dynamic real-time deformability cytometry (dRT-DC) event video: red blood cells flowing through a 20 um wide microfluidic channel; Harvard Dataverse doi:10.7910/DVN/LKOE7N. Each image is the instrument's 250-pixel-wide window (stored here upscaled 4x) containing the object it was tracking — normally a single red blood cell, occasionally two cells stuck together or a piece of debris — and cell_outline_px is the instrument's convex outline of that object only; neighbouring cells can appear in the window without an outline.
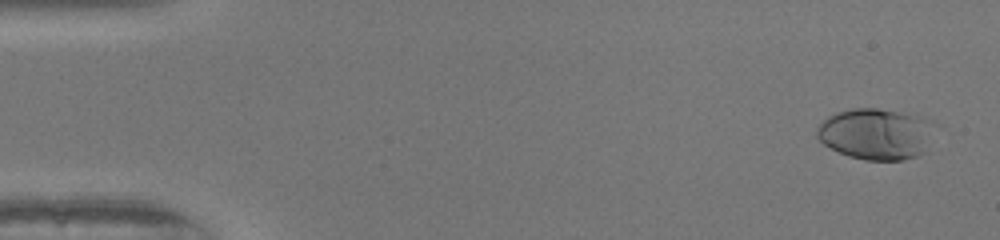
{"species": "human", "species_latin": "Homo sapiens", "temperature_condition": "warm", "stored_images_in_passage": 50, "camera_frame_rate_fps": 3000, "um_per_image_px": 0.085, "donor": {"sex": "female"}, "frame": {"image": 1, "passage_image": 2, "time_ms": 0.333, "image_size_px": [1000, 240], "cell_outline_px": [[924, 152], [916, 156], [904, 160], [864, 160], [848, 156], [824, 144], [816, 136], [816, 128], [828, 116], [836, 112], [852, 108], [876, 108], [896, 112], [924, 120]], "centroid_in_image_um": [74.22, 11.41], "position_along_channel_um": 10.8, "area_um2": 33.23}}
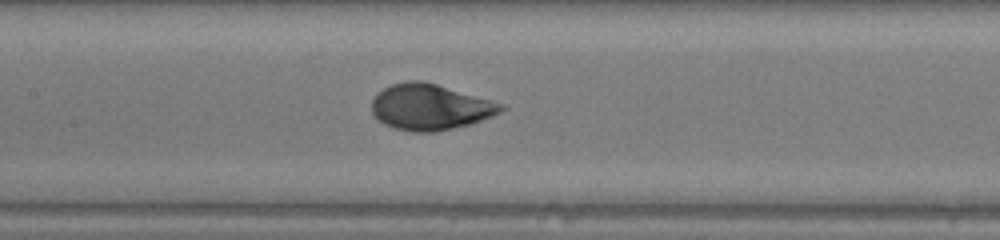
{"frame": {"image": 2, "passage_image": 24, "time_ms": 7.667, "image_size_px": [1000, 240], "cell_outline_px": [[508, 108], [492, 116], [472, 124], [436, 132], [412, 132], [396, 128], [384, 124], [372, 112], [372, 100], [384, 88], [392, 84], [408, 80], [424, 80], [492, 100], [504, 104]], "centroid_in_image_um": [36.61, 9.09], "position_along_channel_um": 170.8, "area_um2": 34.68}}
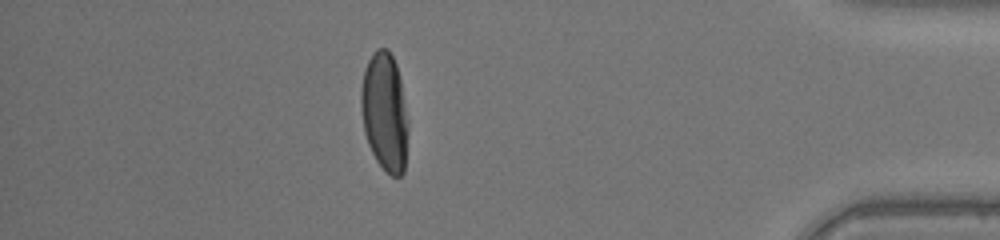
{"frame": {"image": 3, "passage_image": 44, "time_ms": 14.333, "image_size_px": [1000, 240], "cell_outline_px": [[408, 128], [404, 172], [400, 176], [392, 176], [376, 160], [368, 144], [364, 132], [360, 108], [360, 88], [364, 68], [372, 52], [376, 48], [388, 48], [396, 64], [400, 80], [408, 120]], "centroid_in_image_um": [32.67, 9.48], "position_along_channel_um": 402.5, "area_um2": 32.77}, "authors_computed_cell_mechanics": {"area_um2": 33.0327, "velocity_mm_per_s": 4.1393, "shape_relaxation_time_tau1_ms": 3.6018, "shape_relaxation_time_tau2_ms": null, "deformation_change_tau1": 0.2051, "deformation_change_tau2": null}}